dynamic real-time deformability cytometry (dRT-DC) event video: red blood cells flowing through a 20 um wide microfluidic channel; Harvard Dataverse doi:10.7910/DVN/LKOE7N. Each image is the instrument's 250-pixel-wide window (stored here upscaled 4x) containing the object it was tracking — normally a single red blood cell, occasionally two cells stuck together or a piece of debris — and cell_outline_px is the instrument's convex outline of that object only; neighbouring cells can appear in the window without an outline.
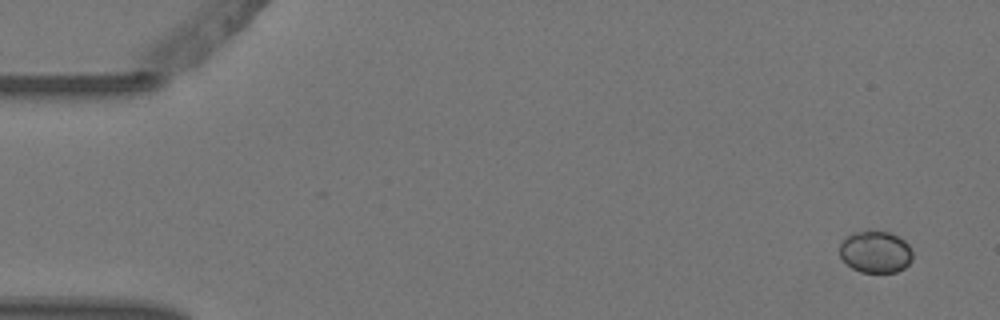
{"species": "Egyptian fruit bat (a non-hibernating species)", "species_latin": "Rousettus aegyptiacus", "temperature_condition": "warm", "stored_images_in_passage": 4, "camera_frame_rate_fps": 3000, "um_per_image_px": 0.085, "animal": {"sex": "female"}, "frame": {"image": 1, "passage_image": 1, "time_ms": 0.0, "image_size_px": [1000, 320], "cell_outline_px": [[912, 260], [904, 268], [896, 272], [860, 272], [852, 268], [840, 256], [840, 244], [852, 232], [868, 228], [888, 232], [904, 240], [908, 244], [912, 252]], "centroid_in_image_um": [74.41, 21.38], "position_along_channel_um": 10.6, "area_um2": 18.03}}
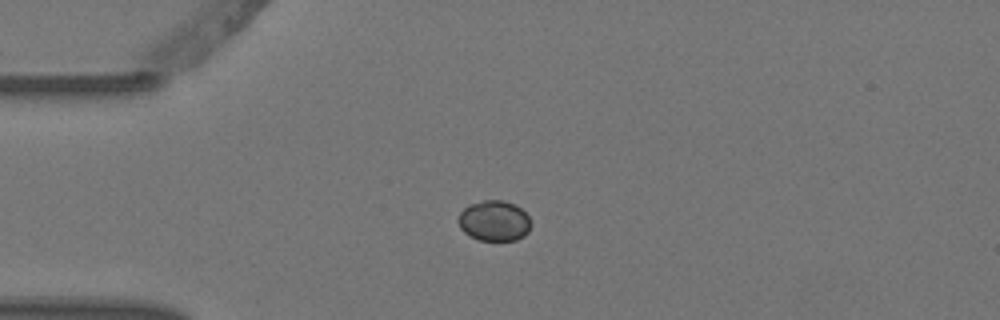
{"frame": {"image": 2, "passage_image": 4, "time_ms": 1.0, "image_size_px": [1000, 320], "cell_outline_px": [[532, 224], [528, 232], [524, 236], [516, 240], [480, 240], [464, 232], [460, 228], [456, 220], [460, 212], [468, 204], [484, 200], [504, 200], [516, 204], [528, 216]], "centroid_in_image_um": [42.0, 18.75], "position_along_channel_um": 43.0, "area_um2": 17.34}}